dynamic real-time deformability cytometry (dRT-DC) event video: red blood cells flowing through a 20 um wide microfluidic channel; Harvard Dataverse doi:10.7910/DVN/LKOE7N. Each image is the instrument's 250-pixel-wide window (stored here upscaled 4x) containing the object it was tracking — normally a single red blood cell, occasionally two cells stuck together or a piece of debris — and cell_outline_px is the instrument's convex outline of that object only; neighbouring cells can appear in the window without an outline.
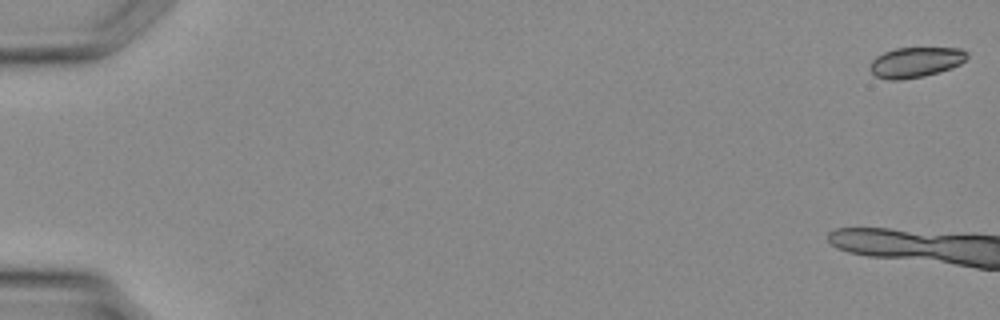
{"species": "Egyptian fruit bat (a non-hibernating species)", "species_latin": "Rousettus aegyptiacus", "temperature_condition": "warm", "stored_images_in_passage": 8, "camera_frame_rate_fps": 3000, "um_per_image_px": 0.085, "animal": {"sex": "female"}, "frame": {"image": 1, "passage_image": 1, "time_ms": 0.0, "image_size_px": [1000, 320], "cell_outline_px": [[968, 56], [960, 64], [952, 68], [924, 76], [900, 80], [888, 80], [876, 76], [868, 68], [872, 60], [876, 56], [884, 52], [896, 48], [960, 48], [968, 52]], "centroid_in_image_um": [77.81, 5.29], "position_along_channel_um": 7.2, "area_um2": 17.17}}